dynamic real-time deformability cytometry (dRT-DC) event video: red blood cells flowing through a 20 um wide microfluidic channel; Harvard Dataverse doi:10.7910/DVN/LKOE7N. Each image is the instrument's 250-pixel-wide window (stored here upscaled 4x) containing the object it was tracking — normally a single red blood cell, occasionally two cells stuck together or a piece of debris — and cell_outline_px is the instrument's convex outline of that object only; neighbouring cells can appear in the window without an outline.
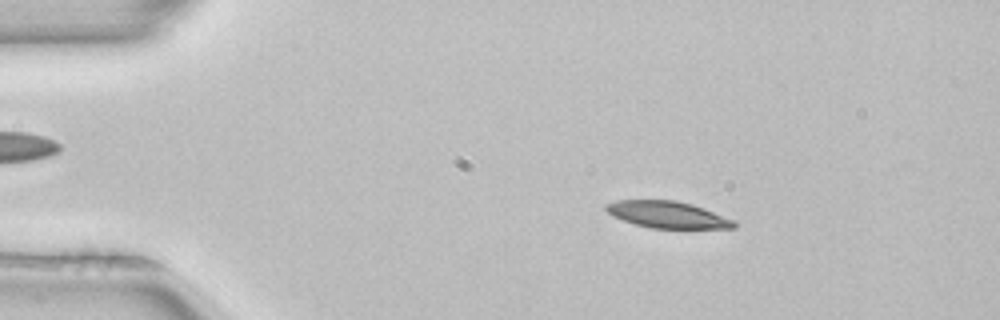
{"species": "common noctule bat (a hibernating species)", "species_latin": "Nyctalus noctula", "temperature_condition": "room temperature", "stored_images_in_passage": 51, "camera_frame_rate_fps": 3000, "um_per_image_px": 0.085, "animal": {"sex": "female", "body_mass_g": 22.7, "forearm_length_mm": 54.2}, "frame": {"image": 1, "passage_image": 8, "time_ms": 2.333, "image_size_px": [1000, 320], "cell_outline_px": [[736, 228], [652, 228], [636, 224], [612, 216], [604, 208], [604, 204], [616, 200], [676, 200], [692, 204], [704, 208], [736, 220]], "centroid_in_image_um": [56.75, 18.23], "position_along_channel_um": 28.2, "area_um2": 20.0}}
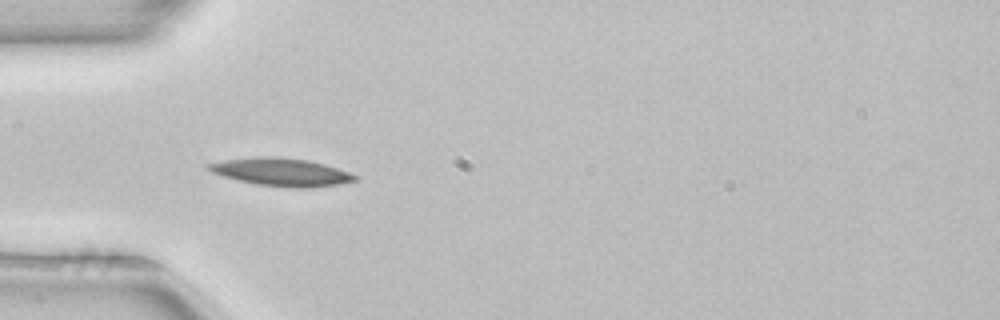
{"frame": {"image": 2, "passage_image": 15, "time_ms": 4.667, "image_size_px": [1000, 320], "cell_outline_px": [[360, 180], [340, 184], [312, 188], [288, 188], [256, 184], [224, 176], [212, 172], [208, 168], [208, 164], [224, 160], [256, 156], [280, 156], [308, 160], [324, 164], [360, 176]], "centroid_in_image_um": [23.99, 14.63], "position_along_channel_um": 61.0, "area_um2": 23.93}}
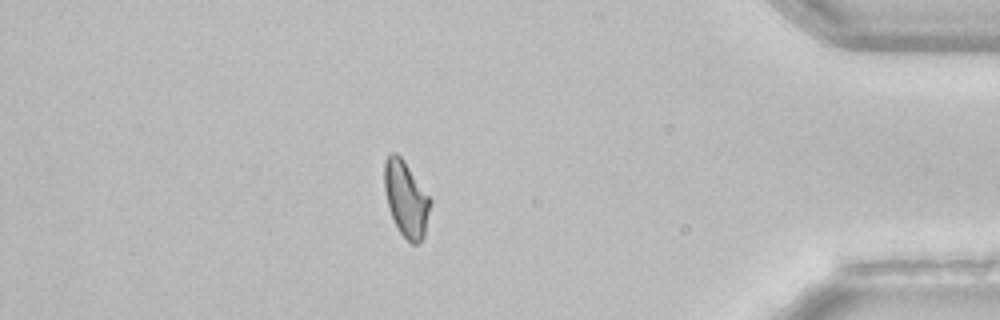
{"frame": {"image": 3, "passage_image": 44, "time_ms": 14.333, "image_size_px": [1000, 320], "cell_outline_px": [[432, 204], [424, 236], [420, 244], [412, 244], [400, 232], [388, 208], [384, 188], [384, 160], [388, 152], [396, 152], [404, 160], [432, 200]], "centroid_in_image_um": [34.52, 16.88], "position_along_channel_um": 400.7, "area_um2": 20.46}, "authors_computed_cell_mechanics": {"area_um2": 20.808, "velocity_mm_per_s": 3.9595, "shape_relaxation_time_tau1_ms": 4.9959, "shape_relaxation_time_tau2_ms": null, "deformation_change_tau1": 0.1269, "deformation_change_tau2": null}}